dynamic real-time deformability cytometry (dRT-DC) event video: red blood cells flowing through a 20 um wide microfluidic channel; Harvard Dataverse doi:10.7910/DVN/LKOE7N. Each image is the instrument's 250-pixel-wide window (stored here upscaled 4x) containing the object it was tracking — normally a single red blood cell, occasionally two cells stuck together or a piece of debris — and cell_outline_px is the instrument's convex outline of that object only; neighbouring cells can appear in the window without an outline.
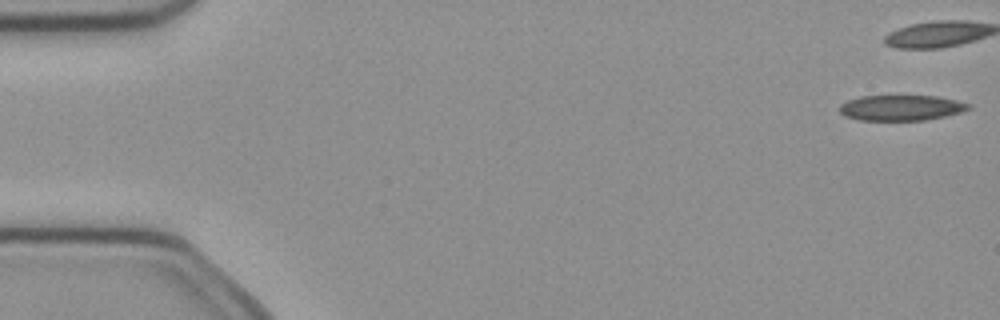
{"species": "common noctule bat (a hibernating species)", "species_latin": "Nyctalus noctula", "temperature_condition": "cold", "stored_images_in_passage": 3, "camera_frame_rate_fps": 3000, "um_per_image_px": 0.085, "animal": {"sex": "female", "body_mass_g": 21.9}, "frame": {"image": 1, "passage_image": 3, "time_ms": 0.667, "image_size_px": [1000, 320], "cell_outline_px": [[972, 108], [960, 112], [944, 116], [924, 120], [860, 120], [844, 116], [840, 112], [840, 104], [848, 100], [860, 96], [936, 96], [956, 100], [972, 104]], "centroid_in_image_um": [76.6, 9.16], "position_along_channel_um": 8.4, "area_um2": 19.13}}